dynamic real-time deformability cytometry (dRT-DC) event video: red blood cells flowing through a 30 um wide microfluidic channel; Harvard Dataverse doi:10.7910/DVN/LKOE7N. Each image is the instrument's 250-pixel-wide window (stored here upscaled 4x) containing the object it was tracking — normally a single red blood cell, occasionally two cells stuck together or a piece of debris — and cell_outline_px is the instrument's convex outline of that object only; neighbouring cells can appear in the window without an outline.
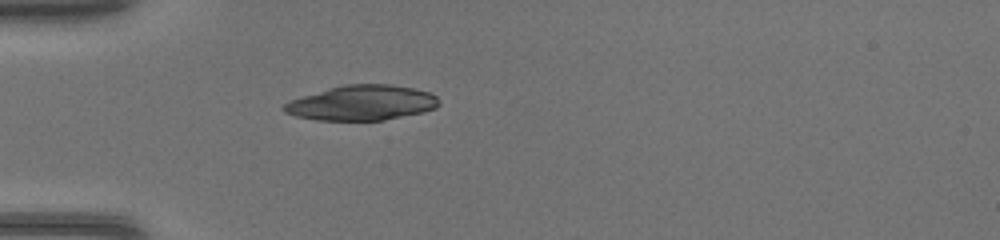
{"species": "common noctule bat (a hibernating species)", "species_latin": "Nyctalus noctula", "temperature_condition": "warm", "stored_images_in_passage": 32, "camera_frame_rate_fps": 3000, "um_per_image_px": 0.085, "animal": {"sex": "female", "body_mass_g": 17.0, "forearm_length_mm": 48.0}, "frame": {"image": 1, "passage_image": 1, "time_ms": 0.0, "image_size_px": [1000, 240], "cell_outline_px": [[440, 104], [436, 108], [424, 112], [384, 120], [316, 120], [296, 116], [284, 112], [280, 108], [288, 100], [328, 88], [344, 84], [392, 84], [412, 88], [428, 92], [436, 96], [440, 100]], "centroid_in_image_um": [30.74, 8.74], "position_along_channel_um": 54.3, "area_um2": 31.85}}
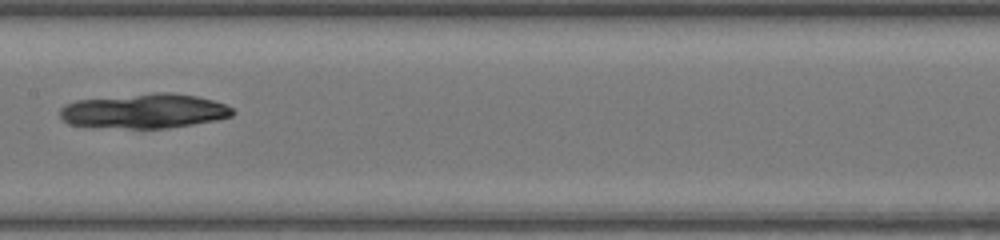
{"frame": {"image": 2, "passage_image": 11, "time_ms": 3.333, "image_size_px": [1000, 240], "cell_outline_px": [[236, 112], [232, 116], [220, 120], [168, 128], [92, 128], [68, 124], [60, 116], [60, 108], [64, 104], [76, 100], [156, 92], [172, 92], [196, 96], [212, 100], [224, 104], [232, 108]], "centroid_in_image_um": [12.25, 9.45], "position_along_channel_um": 195.1, "area_um2": 35.37}}
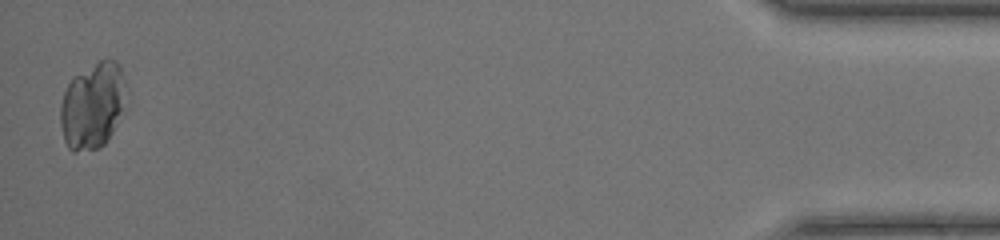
{"frame": {"image": 3, "passage_image": 32, "time_ms": 10.333, "image_size_px": [1000, 240], "cell_outline_px": [[124, 84], [120, 112], [116, 124], [112, 132], [104, 144], [100, 148], [76, 152], [72, 152], [68, 148], [64, 140], [60, 124], [60, 104], [64, 92], [72, 76], [104, 56], [116, 60], [120, 68], [124, 80]], "centroid_in_image_um": [7.8, 8.95], "position_along_channel_um": 427.4, "area_um2": 32.89}}